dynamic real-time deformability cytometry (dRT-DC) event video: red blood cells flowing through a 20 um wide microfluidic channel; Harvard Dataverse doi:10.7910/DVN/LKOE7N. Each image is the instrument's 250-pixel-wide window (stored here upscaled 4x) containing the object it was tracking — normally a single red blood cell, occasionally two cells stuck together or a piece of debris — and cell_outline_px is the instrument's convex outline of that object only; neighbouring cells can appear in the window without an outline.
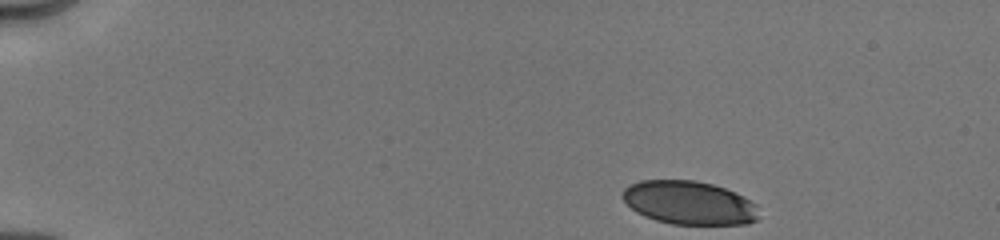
{"species": "human", "species_latin": "Homo sapiens", "temperature_condition": "cold", "stored_images_in_passage": 56, "camera_frame_rate_fps": 3000, "um_per_image_px": 0.085, "donor": {"sex": "male"}, "frame": {"image": 1, "passage_image": 1, "time_ms": 0.0, "image_size_px": [1000, 240], "cell_outline_px": [[756, 220], [748, 224], [672, 224], [656, 220], [644, 216], [636, 212], [620, 196], [624, 188], [640, 180], [696, 180], [712, 184], [736, 192], [744, 196], [756, 204]], "centroid_in_image_um": [58.55, 17.23], "position_along_channel_um": 26.4, "area_um2": 34.51}}
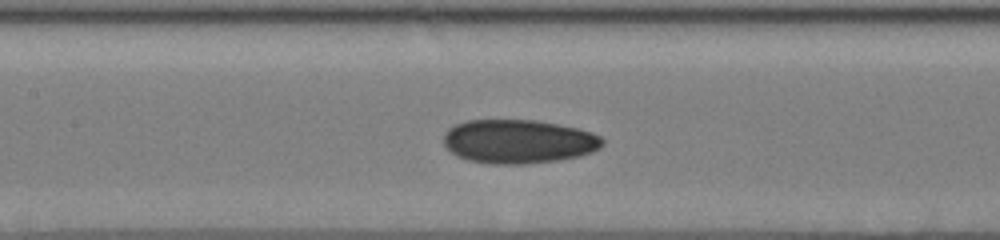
{"frame": {"image": 2, "passage_image": 22, "time_ms": 6.0, "image_size_px": [1000, 240], "cell_outline_px": [[604, 144], [600, 148], [592, 152], [580, 156], [556, 160], [524, 164], [492, 164], [468, 160], [456, 156], [444, 144], [444, 132], [448, 128], [456, 124], [468, 120], [536, 120], [576, 128], [592, 132], [600, 136], [604, 140]], "centroid_in_image_um": [44.07, 12.02], "position_along_channel_um": 163.3, "area_um2": 40.63}}
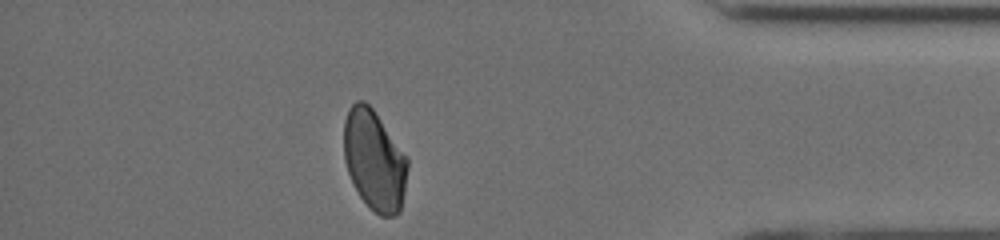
{"frame": {"image": 3, "passage_image": 45, "time_ms": 12.667, "image_size_px": [1000, 240], "cell_outline_px": [[408, 168], [404, 192], [400, 212], [392, 216], [380, 216], [360, 196], [348, 172], [344, 160], [344, 120], [348, 108], [356, 100], [364, 100], [372, 108], [408, 156]], "centroid_in_image_um": [31.83, 13.58], "position_along_channel_um": 403.4, "area_um2": 37.22}, "authors_computed_cell_mechanics": {"area_um2": 38.4659, "velocity_mm_per_s": 4.0206, "shape_relaxation_time_tau1_ms": 7.7829, "shape_relaxation_time_tau2_ms": 2.3189, "deformation_change_tau1": 0.1632, "deformation_change_tau2": 0.0694}}